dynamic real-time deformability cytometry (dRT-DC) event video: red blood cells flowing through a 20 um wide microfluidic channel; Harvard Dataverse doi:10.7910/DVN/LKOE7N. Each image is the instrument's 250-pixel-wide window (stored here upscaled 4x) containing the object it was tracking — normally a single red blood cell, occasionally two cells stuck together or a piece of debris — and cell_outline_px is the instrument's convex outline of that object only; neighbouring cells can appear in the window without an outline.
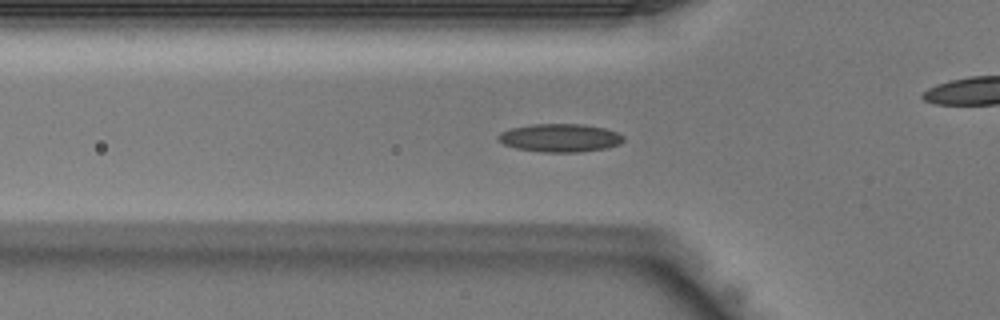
{"species": "Egyptian fruit bat (a non-hibernating species)", "species_latin": "Rousettus aegyptiacus", "temperature_condition": "warm", "stored_images_in_passage": 32, "camera_frame_rate_fps": 3000, "um_per_image_px": 0.085, "animal": {"sex": "male"}, "frame": {"image": 1, "passage_image": 3, "time_ms": 0.667, "image_size_px": [1000, 320], "cell_outline_px": [[624, 140], [620, 144], [604, 148], [576, 152], [544, 152], [516, 148], [504, 144], [496, 136], [500, 132], [512, 128], [532, 124], [584, 124], [604, 128], [616, 132], [624, 136]], "centroid_in_image_um": [47.6, 11.71], "position_along_channel_um": 78.2, "area_um2": 20.4}}
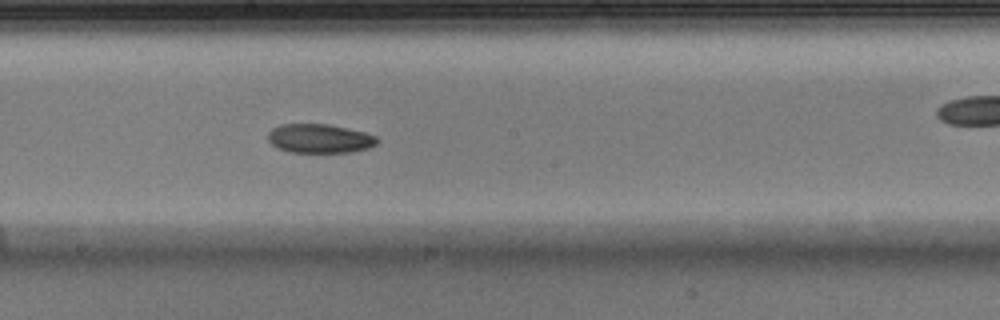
{"frame": {"image": 2, "passage_image": 12, "time_ms": 3.667, "image_size_px": [1000, 320], "cell_outline_px": [[380, 140], [376, 144], [368, 148], [348, 152], [292, 152], [280, 148], [272, 144], [268, 140], [268, 132], [272, 128], [280, 124], [328, 124], [364, 132], [376, 136]], "centroid_in_image_um": [27.17, 11.76], "position_along_channel_um": 221.0, "area_um2": 18.32}}
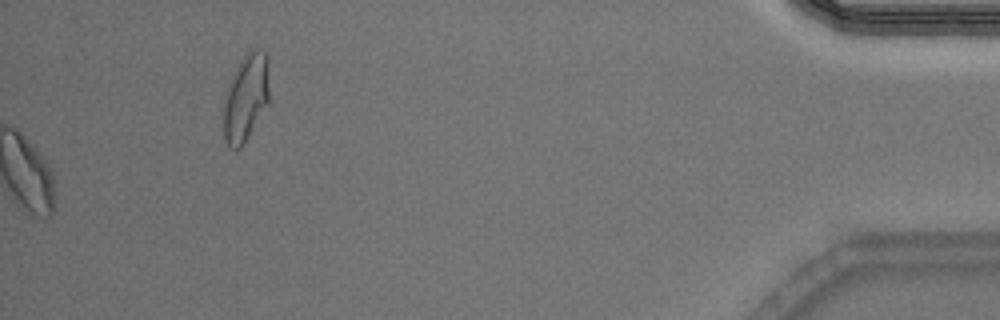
{"frame": {"image": 3, "passage_image": 32, "time_ms": 10.333, "image_size_px": [1000, 320], "cell_outline_px": [[268, 104], [244, 144], [240, 148], [232, 148], [224, 140], [224, 92], [236, 68], [244, 56], [248, 52], [268, 52]], "centroid_in_image_um": [20.89, 8.34], "position_along_channel_um": 414.3, "area_um2": 23.0}}